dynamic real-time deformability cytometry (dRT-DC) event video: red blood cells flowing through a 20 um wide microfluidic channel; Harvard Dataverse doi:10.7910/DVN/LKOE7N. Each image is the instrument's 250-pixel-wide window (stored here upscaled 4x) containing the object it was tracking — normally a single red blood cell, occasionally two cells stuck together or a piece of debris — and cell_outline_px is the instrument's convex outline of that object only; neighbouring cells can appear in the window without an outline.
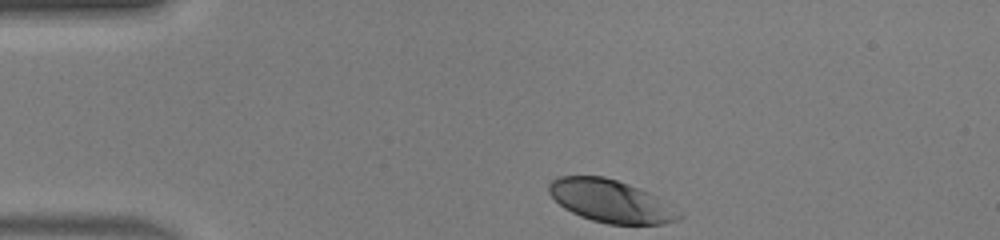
{"species": "human", "species_latin": "Homo sapiens", "temperature_condition": "warm", "stored_images_in_passage": 33, "camera_frame_rate_fps": 3000, "um_per_image_px": 0.085, "donor": {"sex": "male"}, "frame": {"image": 1, "passage_image": 1, "time_ms": 0.0, "image_size_px": [1000, 240], "cell_outline_px": [[684, 216], [680, 220], [664, 224], [608, 224], [592, 220], [580, 216], [564, 208], [548, 192], [548, 184], [552, 180], [560, 176], [604, 176], [628, 184], [648, 192], [656, 196]], "centroid_in_image_um": [51.9, 17.1], "position_along_channel_um": 33.1, "area_um2": 32.02}}
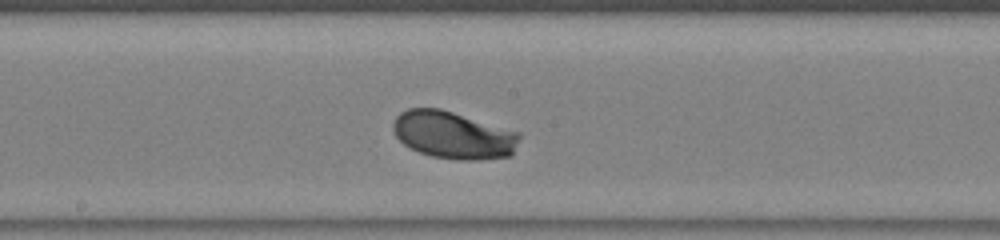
{"frame": {"image": 2, "passage_image": 18, "time_ms": 5.667, "image_size_px": [1000, 240], "cell_outline_px": [[520, 136], [512, 156], [480, 160], [456, 160], [432, 156], [408, 148], [396, 136], [392, 128], [392, 124], [396, 116], [400, 112], [408, 108], [440, 108], [520, 132]], "centroid_in_image_um": [38.52, 11.48], "position_along_channel_um": 209.7, "area_um2": 35.14}}
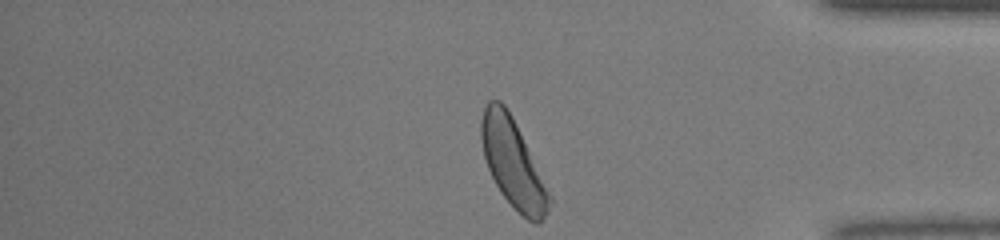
{"frame": {"image": 3, "passage_image": 33, "time_ms": 10.667, "image_size_px": [1000, 240], "cell_outline_px": [[552, 200], [548, 212], [540, 224], [536, 224], [528, 220], [512, 208], [500, 192], [488, 168], [484, 156], [480, 136], [480, 120], [484, 108], [488, 100], [500, 100], [504, 104], [512, 116], [552, 196]], "centroid_in_image_um": [43.6, 13.91], "position_along_channel_um": 391.6, "area_um2": 35.08}, "authors_computed_cell_mechanics": {"area_um2": 33.8708, "velocity_mm_per_s": 4.0807, "shape_relaxation_time_tau1_ms": 1.0192, "shape_relaxation_time_tau2_ms": null, "deformation_change_tau1": 0.1007, "deformation_change_tau2": null}}